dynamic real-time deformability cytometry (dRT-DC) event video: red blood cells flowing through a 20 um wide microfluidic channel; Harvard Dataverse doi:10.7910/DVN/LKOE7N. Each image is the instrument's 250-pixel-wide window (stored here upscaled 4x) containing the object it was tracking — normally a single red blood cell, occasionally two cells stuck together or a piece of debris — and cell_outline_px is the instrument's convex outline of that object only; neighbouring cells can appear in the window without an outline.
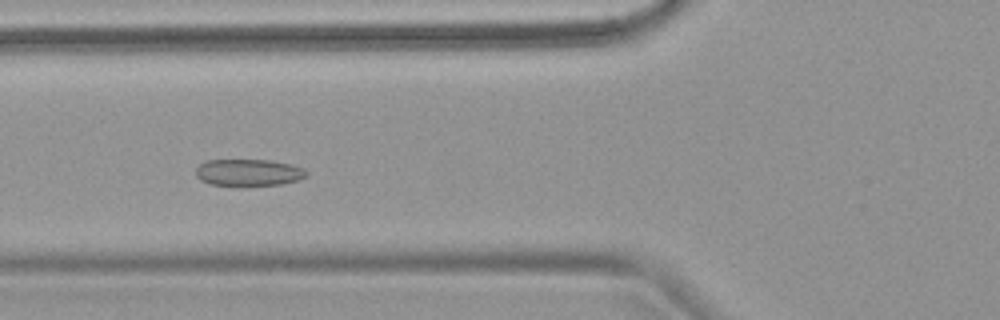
{"species": "common noctule bat (a hibernating species)", "species_latin": "Nyctalus noctula", "temperature_condition": "warm", "stored_images_in_passage": 5, "camera_frame_rate_fps": 3000, "um_per_image_px": 0.085, "animal": {"sex": "female", "body_mass_g": 18.4}, "frame": {"image": 1, "passage_image": 4, "time_ms": 4.333, "image_size_px": [1000, 320], "cell_outline_px": [[308, 172], [300, 180], [280, 184], [212, 184], [200, 180], [196, 176], [196, 168], [200, 164], [208, 160], [272, 160], [304, 168]], "centroid_in_image_um": [21.13, 14.64], "position_along_channel_um": 104.7, "area_um2": 16.82}}
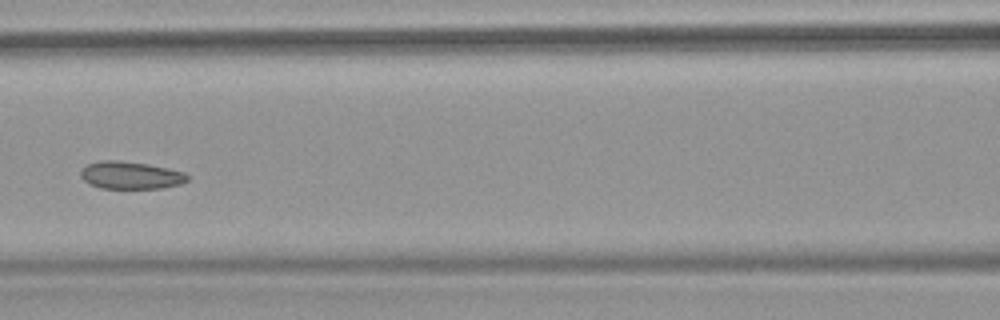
{"frame": {"image": 2, "passage_image": 5, "time_ms": 5.667, "image_size_px": [1000, 320], "cell_outline_px": [[188, 180], [180, 184], [164, 188], [100, 188], [84, 180], [80, 176], [80, 172], [88, 164], [100, 160], [116, 160], [148, 164], [168, 168], [184, 172], [188, 176]], "centroid_in_image_um": [11.12, 14.89], "position_along_channel_um": 155.5, "area_um2": 16.99}}